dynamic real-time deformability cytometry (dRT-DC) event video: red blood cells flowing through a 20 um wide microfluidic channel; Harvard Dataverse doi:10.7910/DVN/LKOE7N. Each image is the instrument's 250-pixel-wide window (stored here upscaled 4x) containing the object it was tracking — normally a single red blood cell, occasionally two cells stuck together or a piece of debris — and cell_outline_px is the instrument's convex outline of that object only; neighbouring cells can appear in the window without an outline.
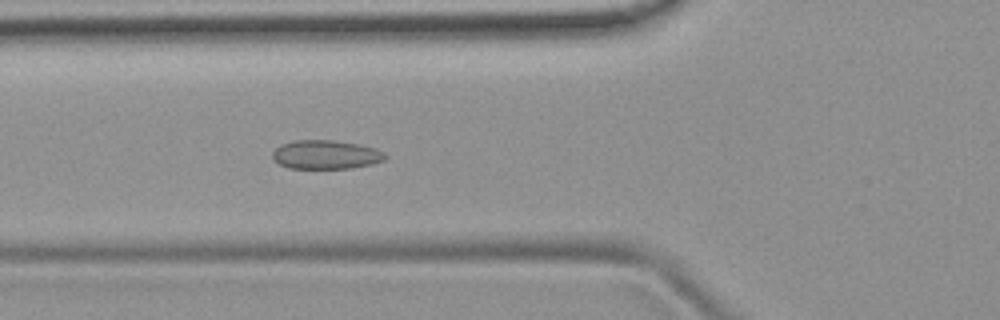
{"species": "common noctule bat (a hibernating species)", "species_latin": "Nyctalus noctula", "temperature_condition": "room temperature", "stored_images_in_passage": 6, "camera_frame_rate_fps": 3000, "um_per_image_px": 0.085, "animal": {"sex": "female", "body_mass_g": 19.9}, "frame": {"image": 1, "passage_image": 6, "time_ms": 6.0, "image_size_px": [1000, 320], "cell_outline_px": [[388, 156], [384, 160], [372, 164], [352, 168], [288, 168], [272, 160], [272, 152], [280, 144], [296, 140], [332, 140], [356, 144], [376, 148], [384, 152]], "centroid_in_image_um": [27.68, 13.14], "position_along_channel_um": 98.1, "area_um2": 19.02}}